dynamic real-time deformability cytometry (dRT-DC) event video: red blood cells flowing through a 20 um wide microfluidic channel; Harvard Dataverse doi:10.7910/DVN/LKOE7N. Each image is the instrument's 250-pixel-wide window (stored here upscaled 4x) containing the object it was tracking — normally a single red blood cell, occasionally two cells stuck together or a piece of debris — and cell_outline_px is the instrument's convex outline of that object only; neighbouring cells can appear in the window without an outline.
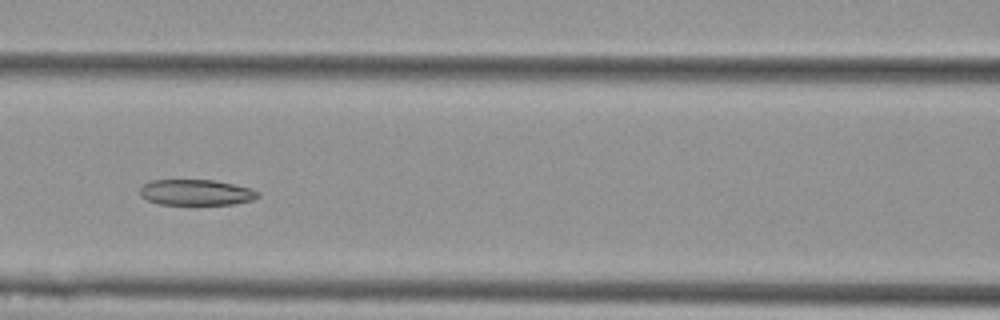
{"species": "Egyptian fruit bat (a non-hibernating species)", "species_latin": "Rousettus aegyptiacus", "temperature_condition": "cold", "stored_images_in_passage": 6, "camera_frame_rate_fps": 3000, "um_per_image_px": 0.085, "animal": {"sex": "female"}, "frame": {"image": 1, "passage_image": 5, "time_ms": 1.333, "image_size_px": [1000, 320], "cell_outline_px": [[260, 196], [252, 200], [232, 204], [160, 204], [148, 200], [140, 196], [140, 188], [144, 184], [152, 180], [212, 180], [252, 188], [260, 192]], "centroid_in_image_um": [16.68, 16.35], "position_along_channel_um": 149.9, "area_um2": 17.63}}
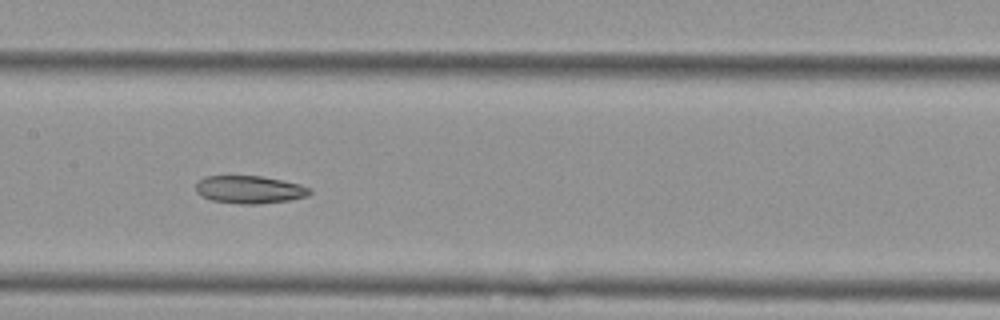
{"frame": {"image": 2, "passage_image": 6, "time_ms": 1.667, "image_size_px": [1000, 320], "cell_outline_px": [[312, 192], [308, 196], [288, 200], [260, 204], [240, 204], [212, 200], [200, 196], [196, 192], [196, 184], [204, 176], [260, 176], [300, 184], [312, 188]], "centroid_in_image_um": [21.22, 16.12], "position_along_channel_um": 186.2, "area_um2": 18.44}}